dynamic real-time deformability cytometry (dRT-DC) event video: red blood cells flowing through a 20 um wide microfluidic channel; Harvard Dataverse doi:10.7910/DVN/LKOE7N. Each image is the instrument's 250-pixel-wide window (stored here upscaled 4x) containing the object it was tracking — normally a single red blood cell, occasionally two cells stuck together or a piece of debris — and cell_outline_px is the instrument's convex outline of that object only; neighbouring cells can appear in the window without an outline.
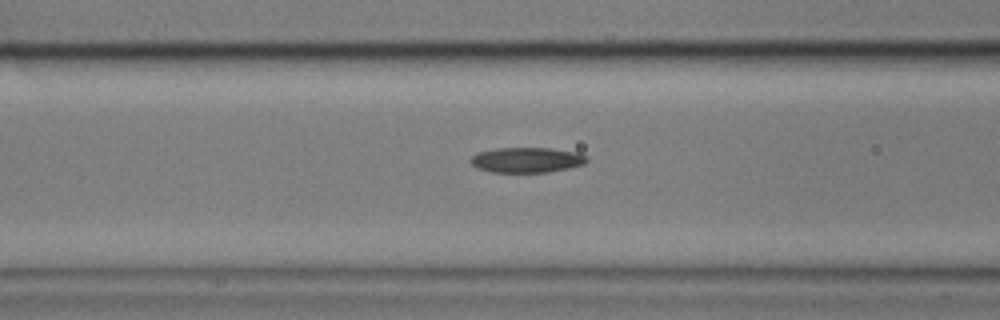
{"species": "common noctule bat (a hibernating species)", "species_latin": "Nyctalus noctula", "temperature_condition": "cold", "stored_images_in_passage": 40, "camera_frame_rate_fps": 3000, "um_per_image_px": 0.085, "animal": {"sex": "male", "body_mass_g": 17.9}, "frame": {"image": 1, "passage_image": 8, "time_ms": 2.333, "image_size_px": [1000, 320], "cell_outline_px": [[588, 160], [584, 164], [568, 168], [548, 172], [492, 172], [476, 168], [468, 160], [476, 152], [496, 148], [548, 148], [576, 152], [588, 156]], "centroid_in_image_um": [44.74, 13.59], "position_along_channel_um": 121.9, "area_um2": 17.17}}
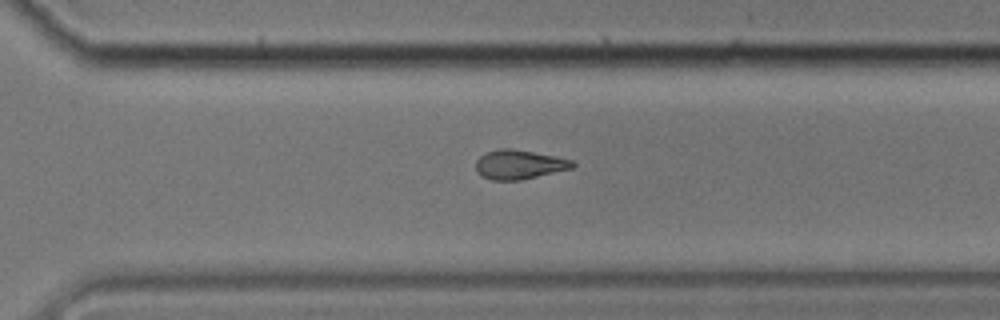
{"frame": {"image": 2, "passage_image": 26, "time_ms": 8.333, "image_size_px": [1000, 320], "cell_outline_px": [[576, 164], [572, 168], [520, 180], [492, 180], [480, 176], [476, 172], [476, 160], [484, 152], [500, 148], [512, 148], [556, 156], [572, 160]], "centroid_in_image_um": [44.09, 13.97], "position_along_channel_um": 326.5, "area_um2": 16.59}}
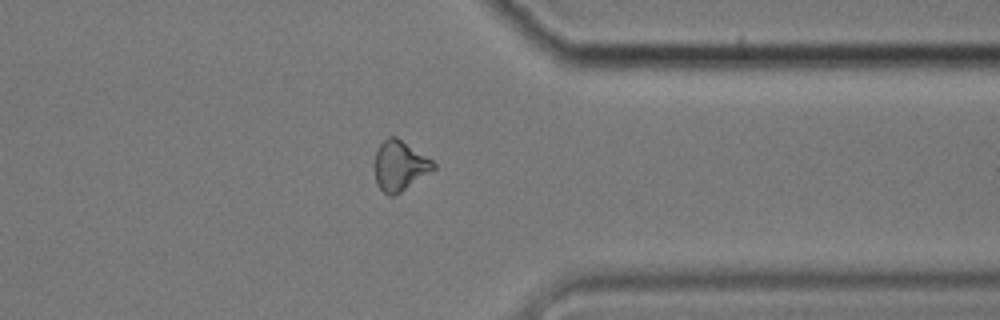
{"frame": {"image": 3, "passage_image": 31, "time_ms": 10.0, "image_size_px": [1000, 320], "cell_outline_px": [[436, 168], [400, 192], [392, 196], [388, 196], [380, 188], [376, 180], [376, 152], [380, 144], [388, 136], [396, 136], [432, 160], [436, 164]], "centroid_in_image_um": [33.99, 14.07], "position_along_channel_um": 377.4, "area_um2": 16.7}, "authors_computed_cell_mechanics": {"area_um2": 17.1088, "velocity_mm_per_s": 3.4172, "shape_relaxation_time_tau1_ms": 8.1588, "shape_relaxation_time_tau2_ms": 3.1116, "deformation_change_tau1": 0.1845, "deformation_change_tau2": 0.0999}}